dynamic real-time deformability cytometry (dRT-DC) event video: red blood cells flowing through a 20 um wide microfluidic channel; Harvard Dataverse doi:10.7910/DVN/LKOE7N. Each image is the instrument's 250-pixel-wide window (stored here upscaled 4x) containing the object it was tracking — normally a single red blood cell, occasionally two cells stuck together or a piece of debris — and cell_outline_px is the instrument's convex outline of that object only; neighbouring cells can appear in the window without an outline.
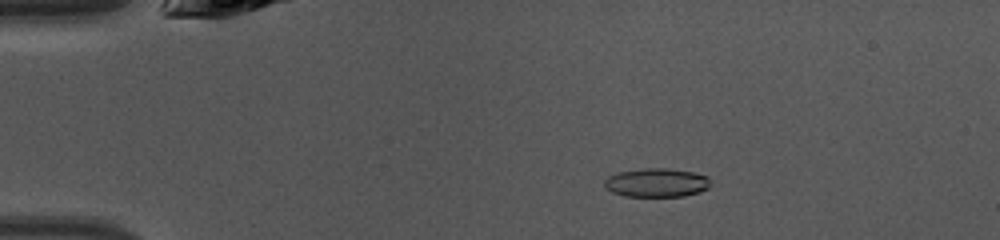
{"species": "common noctule bat (a hibernating species)", "species_latin": "Nyctalus noctula", "temperature_condition": "warm", "stored_images_in_passage": 42, "camera_frame_rate_fps": 3000, "um_per_image_px": 0.085, "animal": {"sex": "female", "body_mass_g": 10.0, "forearm_length_mm": 53.1}, "frame": {"image": 1, "passage_image": 4, "time_ms": 1.0, "image_size_px": [1000, 240], "cell_outline_px": [[712, 184], [708, 188], [700, 192], [684, 196], [624, 196], [612, 192], [604, 184], [604, 180], [608, 176], [616, 172], [644, 168], [668, 168], [692, 172], [708, 176]], "centroid_in_image_um": [55.83, 15.52], "position_along_channel_um": 29.2, "area_um2": 17.92}}
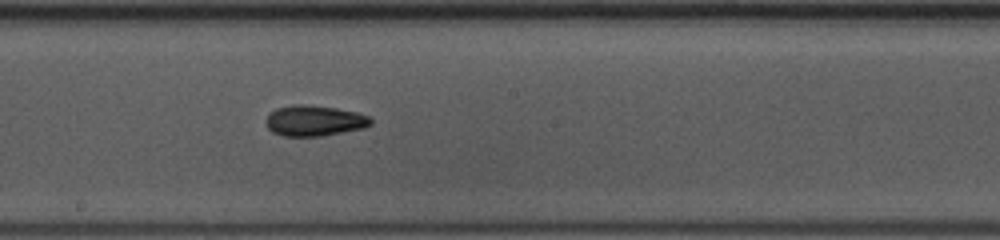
{"frame": {"image": 2, "passage_image": 21, "time_ms": 6.667, "image_size_px": [1000, 240], "cell_outline_px": [[372, 124], [364, 128], [320, 136], [284, 136], [272, 132], [268, 128], [264, 120], [268, 112], [276, 108], [292, 104], [304, 104], [336, 108], [356, 112], [368, 116], [372, 120]], "centroid_in_image_um": [26.67, 10.25], "position_along_channel_um": 221.5, "area_um2": 18.9}}
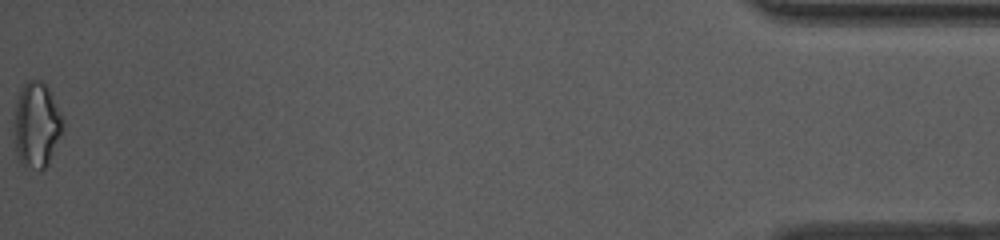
{"frame": {"image": 3, "passage_image": 42, "time_ms": 13.667, "image_size_px": [1000, 240], "cell_outline_px": [[64, 132], [48, 164], [40, 172], [24, 168], [20, 164], [16, 152], [16, 100], [20, 88], [28, 80], [40, 80], [48, 88], [64, 120]], "centroid_in_image_um": [3.14, 10.68], "position_along_channel_um": 432.1, "area_um2": 24.45}, "authors_computed_cell_mechanics": {"area_um2": 18.4382, "velocity_mm_per_s": 4.3272, "shape_relaxation_time_tau1_ms": 6.1191, "shape_relaxation_time_tau2_ms": null, "deformation_change_tau1": 0.1352, "deformation_change_tau2": null}}